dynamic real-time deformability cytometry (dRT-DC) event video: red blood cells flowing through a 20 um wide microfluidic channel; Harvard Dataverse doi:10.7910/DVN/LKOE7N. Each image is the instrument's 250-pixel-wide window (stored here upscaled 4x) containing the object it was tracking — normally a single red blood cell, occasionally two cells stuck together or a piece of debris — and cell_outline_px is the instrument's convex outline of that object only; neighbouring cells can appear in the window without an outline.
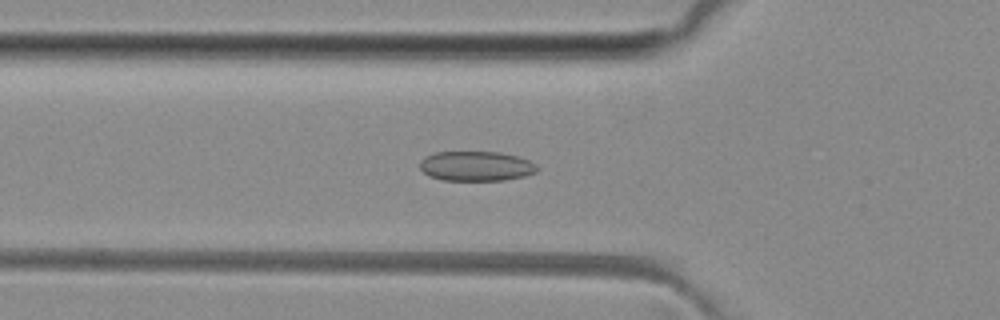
{"species": "common noctule bat (a hibernating species)", "species_latin": "Nyctalus noctula", "temperature_condition": "room temperature", "stored_images_in_passage": 35, "camera_frame_rate_fps": 3000, "um_per_image_px": 0.085, "animal": {"sex": "female", "body_mass_g": 29.2, "forearm_length_mm": 56.3}, "frame": {"image": 1, "passage_image": 12, "time_ms": 3.667, "image_size_px": [1000, 320], "cell_outline_px": [[540, 168], [536, 172], [524, 176], [504, 180], [444, 180], [428, 176], [420, 168], [420, 160], [424, 156], [436, 152], [500, 152], [516, 156], [528, 160], [536, 164]], "centroid_in_image_um": [40.46, 14.12], "position_along_channel_um": 85.3, "area_um2": 20.4}}
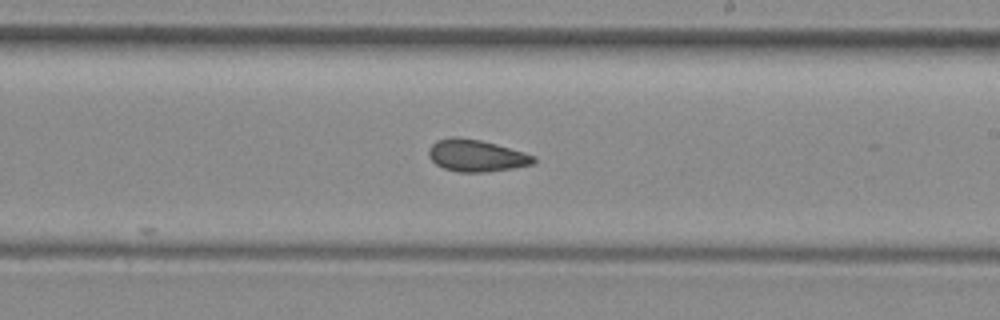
{"frame": {"image": 2, "passage_image": 24, "time_ms": 7.667, "image_size_px": [1000, 320], "cell_outline_px": [[536, 160], [532, 164], [512, 168], [484, 172], [460, 172], [444, 168], [436, 164], [428, 156], [428, 148], [436, 140], [452, 136], [480, 140], [524, 152], [532, 156]], "centroid_in_image_um": [40.43, 13.22], "position_along_channel_um": 248.6, "area_um2": 19.31}}
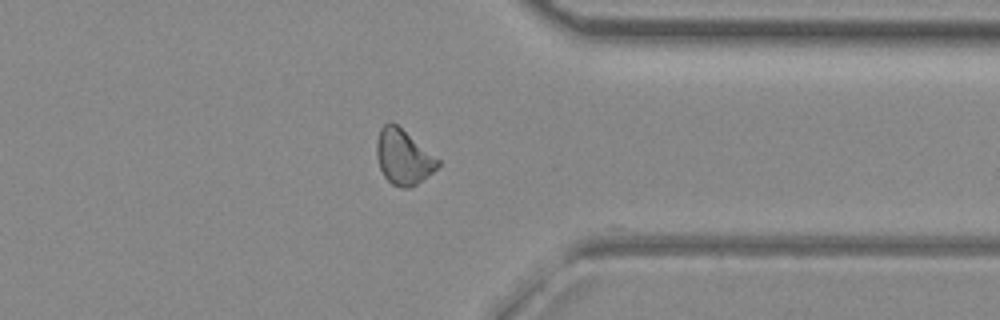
{"frame": {"image": 3, "passage_image": 34, "time_ms": 11.0, "image_size_px": [1000, 320], "cell_outline_px": [[440, 164], [432, 172], [416, 184], [408, 188], [400, 188], [392, 184], [384, 176], [380, 168], [376, 156], [376, 144], [380, 128], [388, 120], [392, 120], [440, 160]], "centroid_in_image_um": [34.25, 13.32], "position_along_channel_um": 377.1, "area_um2": 19.59}, "authors_computed_cell_mechanics": {"area_um2": 19.5942, "velocity_mm_per_s": 4.0732, "shape_relaxation_time_tau1_ms": null, "shape_relaxation_time_tau2_ms": 3.099, "deformation_change_tau1": null, "deformation_change_tau2": 0.0884}}